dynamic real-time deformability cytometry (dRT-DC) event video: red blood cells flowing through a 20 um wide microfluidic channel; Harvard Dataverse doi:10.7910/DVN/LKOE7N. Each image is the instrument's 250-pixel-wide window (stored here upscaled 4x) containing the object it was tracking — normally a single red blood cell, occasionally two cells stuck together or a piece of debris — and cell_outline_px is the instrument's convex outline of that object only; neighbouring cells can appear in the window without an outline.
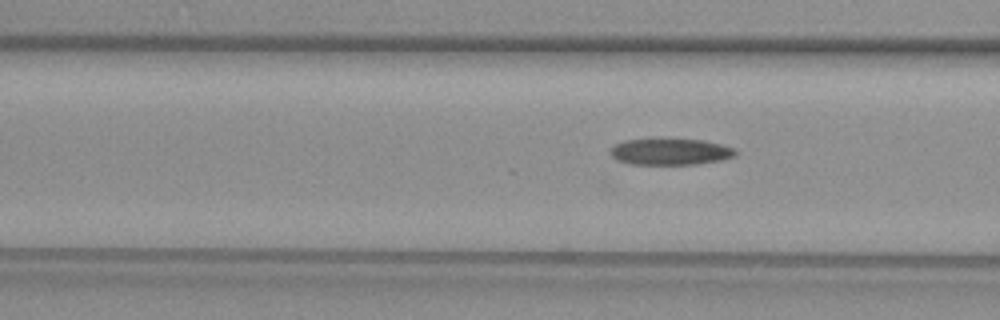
{"species": "common noctule bat (a hibernating species)", "species_latin": "Nyctalus noctula", "temperature_condition": "warm", "stored_images_in_passage": 13, "camera_frame_rate_fps": 3000, "um_per_image_px": 0.085, "animal": {"sex": "female", "body_mass_g": 29.2, "forearm_length_mm": 56.3}, "frame": {"image": 1, "passage_image": 11, "time_ms": 3.333, "image_size_px": [1000, 320], "cell_outline_px": [[736, 156], [720, 160], [696, 164], [628, 164], [616, 160], [608, 152], [616, 144], [624, 140], [652, 136], [704, 140], [720, 144], [732, 148], [736, 152]], "centroid_in_image_um": [56.9, 12.85], "position_along_channel_um": 109.7, "area_um2": 20.06}}